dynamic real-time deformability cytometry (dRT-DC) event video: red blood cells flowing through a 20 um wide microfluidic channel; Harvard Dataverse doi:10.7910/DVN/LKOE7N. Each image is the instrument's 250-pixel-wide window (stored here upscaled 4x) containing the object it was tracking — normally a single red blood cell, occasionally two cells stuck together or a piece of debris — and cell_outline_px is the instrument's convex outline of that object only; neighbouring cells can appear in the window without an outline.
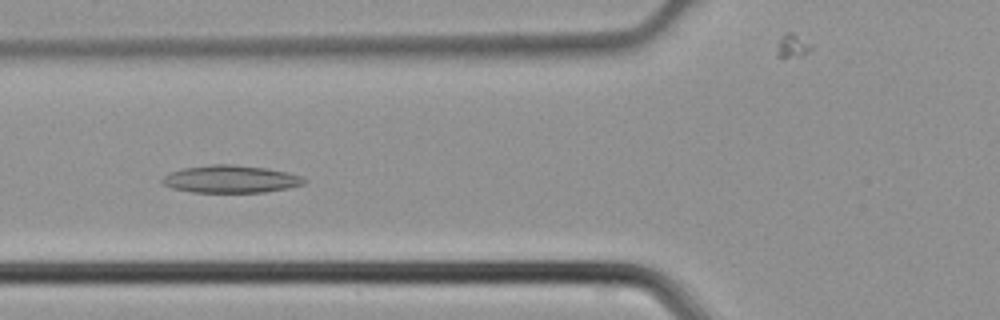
{"species": "common noctule bat (a hibernating species)", "species_latin": "Nyctalus noctula", "temperature_condition": "cold", "stored_images_in_passage": 34, "camera_frame_rate_fps": 3000, "um_per_image_px": 0.085, "animal": {"sex": "male", "body_mass_g": 21.5, "forearm_length_mm": 52.0}, "frame": {"image": 1, "passage_image": 6, "time_ms": 1.667, "image_size_px": [1000, 320], "cell_outline_px": [[308, 180], [304, 184], [288, 188], [264, 192], [192, 192], [172, 188], [164, 184], [160, 180], [164, 176], [172, 172], [184, 168], [212, 164], [232, 164], [264, 168], [288, 172], [300, 176]], "centroid_in_image_um": [19.63, 15.22], "position_along_channel_um": 106.2, "area_um2": 22.6}}
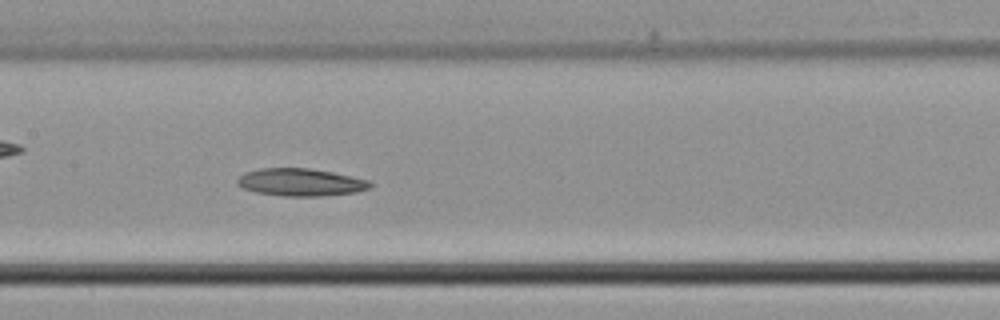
{"frame": {"image": 2, "passage_image": 11, "time_ms": 3.333, "image_size_px": [1000, 320], "cell_outline_px": [[372, 188], [356, 192], [324, 196], [284, 196], [256, 192], [244, 188], [236, 184], [236, 180], [244, 172], [260, 168], [308, 168], [332, 172], [352, 176], [368, 180], [372, 184]], "centroid_in_image_um": [25.56, 15.49], "position_along_channel_um": 181.8, "area_um2": 21.39}}
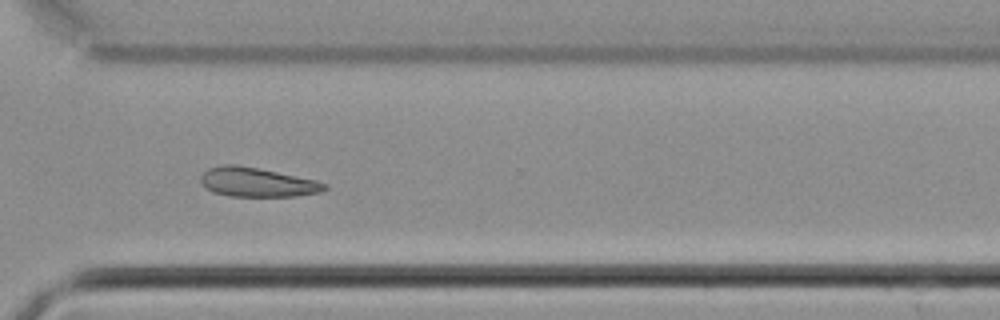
{"frame": {"image": 3, "passage_image": 22, "time_ms": 7.0, "image_size_px": [1000, 320], "cell_outline_px": [[328, 188], [320, 192], [296, 196], [228, 196], [212, 192], [204, 188], [200, 180], [200, 176], [208, 168], [224, 164], [236, 164], [316, 180], [328, 184]], "centroid_in_image_um": [21.82, 15.49], "position_along_channel_um": 348.8, "area_um2": 21.1}}